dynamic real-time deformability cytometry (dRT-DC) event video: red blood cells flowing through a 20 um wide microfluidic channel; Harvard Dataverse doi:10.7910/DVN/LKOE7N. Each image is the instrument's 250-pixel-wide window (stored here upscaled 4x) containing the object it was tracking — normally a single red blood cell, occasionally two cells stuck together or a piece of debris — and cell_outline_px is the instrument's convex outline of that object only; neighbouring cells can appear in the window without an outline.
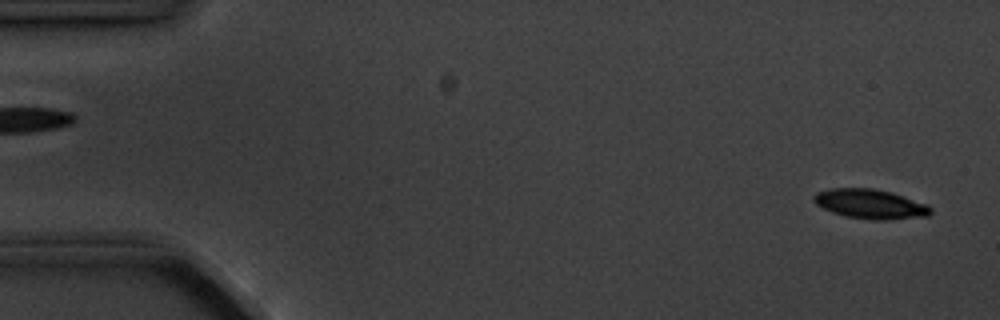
{"species": "common noctule bat (a hibernating species)", "species_latin": "Nyctalus noctula", "temperature_condition": "cold", "stored_images_in_passage": 5, "segment_of_instrument_passage": [2, 2], "camera_frame_rate_fps": 3000, "um_per_image_px": 0.085, "animal": {"sex": "male", "body_mass_g": 20.1, "forearm_length_mm": 53.5}, "frame": {"image": 1, "passage_image": 5, "time_ms": 5.333, "image_size_px": [1000, 320], "cell_outline_px": [[932, 212], [928, 216], [888, 220], [872, 220], [844, 216], [832, 212], [816, 204], [812, 200], [812, 196], [816, 192], [828, 188], [872, 188], [892, 192], [928, 204], [932, 208]], "centroid_in_image_um": [73.98, 17.34], "position_along_channel_um": 11.0, "area_um2": 20.4}}